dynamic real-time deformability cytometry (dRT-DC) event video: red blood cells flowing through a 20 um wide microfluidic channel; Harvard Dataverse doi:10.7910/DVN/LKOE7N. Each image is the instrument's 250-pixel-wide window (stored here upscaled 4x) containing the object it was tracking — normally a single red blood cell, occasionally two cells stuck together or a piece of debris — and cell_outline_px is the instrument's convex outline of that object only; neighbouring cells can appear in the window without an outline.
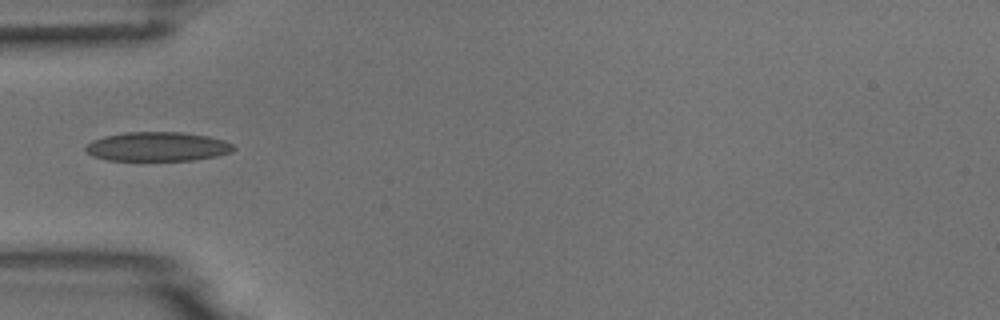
{"species": "common noctule bat (a hibernating species)", "species_latin": "Nyctalus noctula", "temperature_condition": "room temperature", "stored_images_in_passage": 1, "camera_frame_rate_fps": 3000, "um_per_image_px": 0.085, "animal": {"sex": "male", "body_mass_g": 18.8}, "frame": {"image": 1, "passage_image": 1, "time_ms": 0.0, "image_size_px": [1000, 320], "cell_outline_px": [[236, 148], [232, 152], [216, 156], [196, 160], [108, 160], [92, 156], [84, 148], [92, 140], [104, 136], [124, 132], [180, 132], [208, 136], [224, 140], [232, 144]], "centroid_in_image_um": [13.4, 12.46], "position_along_channel_um": 71.6, "area_um2": 25.2}}